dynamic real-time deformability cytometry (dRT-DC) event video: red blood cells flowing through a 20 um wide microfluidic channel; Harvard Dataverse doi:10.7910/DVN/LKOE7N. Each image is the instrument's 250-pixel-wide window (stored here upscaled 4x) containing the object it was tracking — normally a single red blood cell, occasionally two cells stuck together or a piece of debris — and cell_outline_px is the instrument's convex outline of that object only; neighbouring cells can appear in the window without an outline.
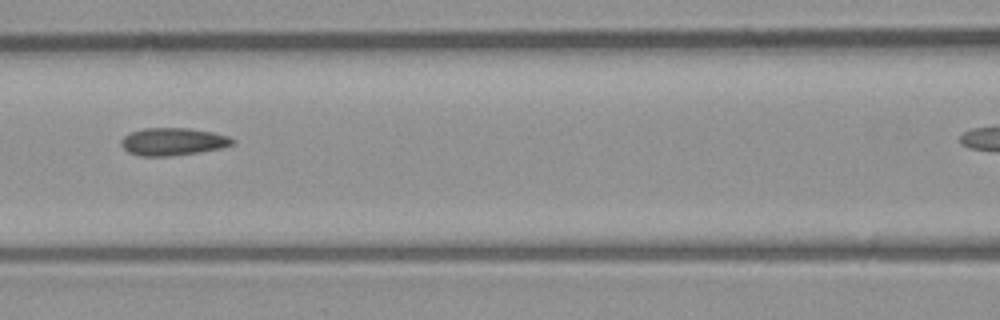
{"species": "common noctule bat (a hibernating species)", "species_latin": "Nyctalus noctula", "temperature_condition": "room temperature", "stored_images_in_passage": 6, "segment_of_instrument_passage": [1, 2], "camera_frame_rate_fps": 3000, "um_per_image_px": 0.085, "animal": {"sex": "male", "body_mass_g": 23.1, "forearm_length_mm": 52.7}, "frame": {"image": 1, "passage_image": 5, "time_ms": 5.333, "image_size_px": [1000, 320], "cell_outline_px": [[236, 144], [220, 148], [200, 152], [172, 156], [140, 156], [128, 152], [120, 144], [120, 140], [124, 136], [132, 132], [144, 128], [188, 128], [212, 132], [228, 136], [236, 140]], "centroid_in_image_um": [14.71, 12.04], "position_along_channel_um": 151.9, "area_um2": 17.98}}